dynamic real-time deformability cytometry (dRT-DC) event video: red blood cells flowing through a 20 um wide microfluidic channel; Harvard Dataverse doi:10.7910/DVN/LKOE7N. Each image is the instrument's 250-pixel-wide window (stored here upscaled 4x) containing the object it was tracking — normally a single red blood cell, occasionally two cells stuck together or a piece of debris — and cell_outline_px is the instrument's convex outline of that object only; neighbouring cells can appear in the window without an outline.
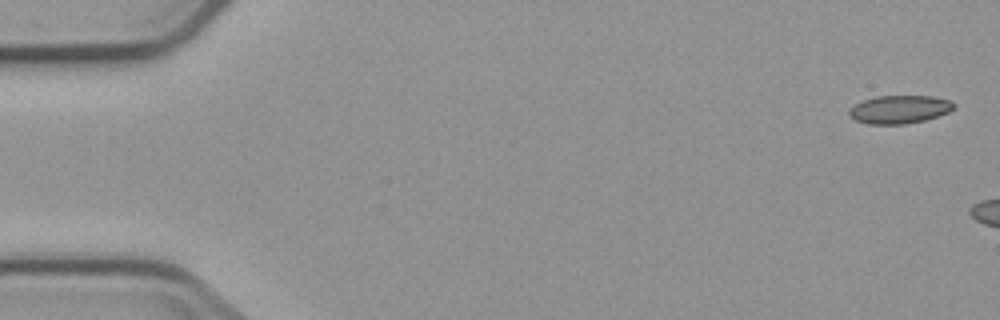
{"species": "common noctule bat (a hibernating species)", "species_latin": "Nyctalus noctula", "temperature_condition": "cold", "stored_images_in_passage": 3, "camera_frame_rate_fps": 3000, "um_per_image_px": 0.085, "animal": {"sex": "male", "body_mass_g": 23.1, "forearm_length_mm": 52.7}, "frame": {"image": 1, "passage_image": 1, "time_ms": 0.0, "image_size_px": [1000, 320], "cell_outline_px": [[956, 104], [948, 112], [924, 120], [904, 124], [868, 124], [856, 120], [848, 116], [848, 108], [864, 100], [876, 96], [932, 96], [952, 100]], "centroid_in_image_um": [76.43, 9.29], "position_along_channel_um": 8.6, "area_um2": 17.17}}